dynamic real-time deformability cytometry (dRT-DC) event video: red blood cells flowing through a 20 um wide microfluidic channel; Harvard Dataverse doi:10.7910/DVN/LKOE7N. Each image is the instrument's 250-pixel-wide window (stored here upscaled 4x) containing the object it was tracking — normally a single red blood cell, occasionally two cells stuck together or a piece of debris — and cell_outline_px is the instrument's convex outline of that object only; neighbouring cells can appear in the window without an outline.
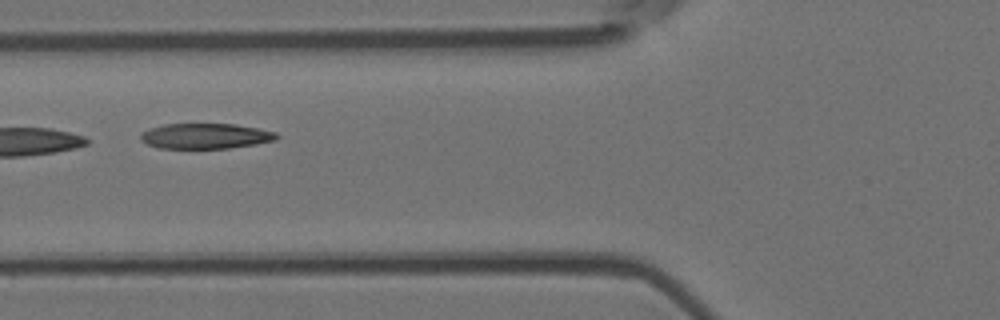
{"species": "Egyptian fruit bat (a non-hibernating species)", "species_latin": "Rousettus aegyptiacus", "temperature_condition": "room temperature", "stored_images_in_passage": 10, "camera_frame_rate_fps": 3000, "um_per_image_px": 0.085, "animal": {"sex": "female"}, "frame": {"image": 1, "passage_image": 5, "time_ms": 1.333, "image_size_px": [1000, 320], "cell_outline_px": [[280, 136], [276, 140], [228, 148], [160, 148], [148, 144], [140, 140], [140, 132], [148, 128], [164, 124], [236, 124], [276, 132]], "centroid_in_image_um": [17.42, 11.55], "position_along_channel_um": 108.4, "area_um2": 20.06}}
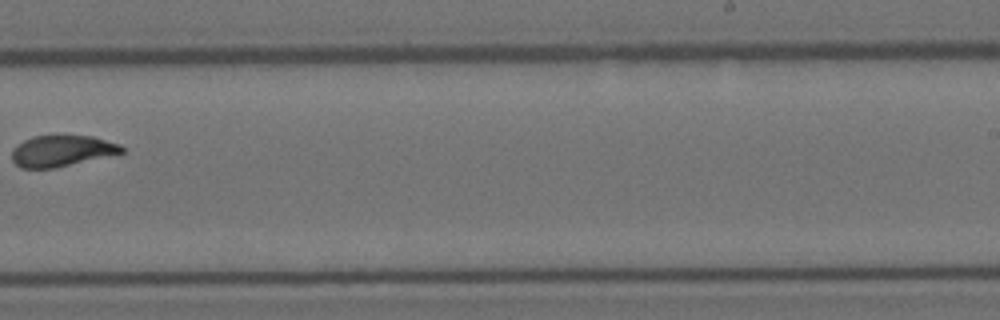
{"frame": {"image": 2, "passage_image": 9, "time_ms": 2.667, "image_size_px": [1000, 320], "cell_outline_px": [[124, 152], [56, 168], [20, 168], [12, 160], [12, 148], [24, 140], [32, 136], [92, 136], [120, 144], [124, 148]], "centroid_in_image_um": [5.23, 12.83], "position_along_channel_um": 283.8, "area_um2": 19.83}}
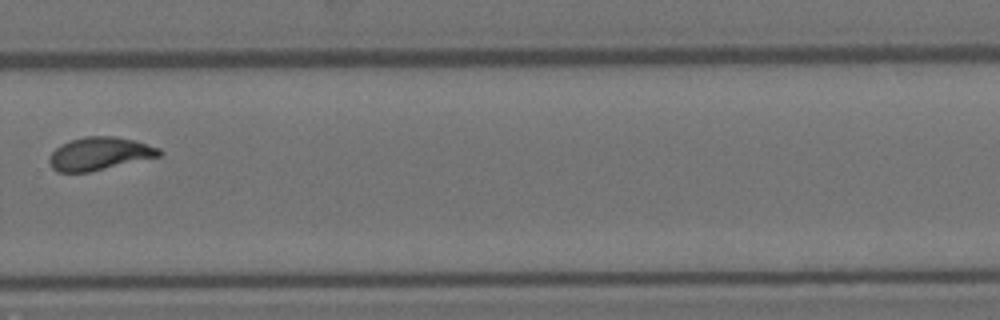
{"frame": {"image": 3, "passage_image": 10, "time_ms": 3.0, "image_size_px": [1000, 320], "cell_outline_px": [[164, 152], [160, 156], [88, 172], [56, 172], [52, 168], [48, 160], [52, 152], [56, 148], [72, 140], [84, 136], [116, 136], [132, 140], [160, 148]], "centroid_in_image_um": [8.46, 13.06], "position_along_channel_um": 321.3, "area_um2": 20.87}}